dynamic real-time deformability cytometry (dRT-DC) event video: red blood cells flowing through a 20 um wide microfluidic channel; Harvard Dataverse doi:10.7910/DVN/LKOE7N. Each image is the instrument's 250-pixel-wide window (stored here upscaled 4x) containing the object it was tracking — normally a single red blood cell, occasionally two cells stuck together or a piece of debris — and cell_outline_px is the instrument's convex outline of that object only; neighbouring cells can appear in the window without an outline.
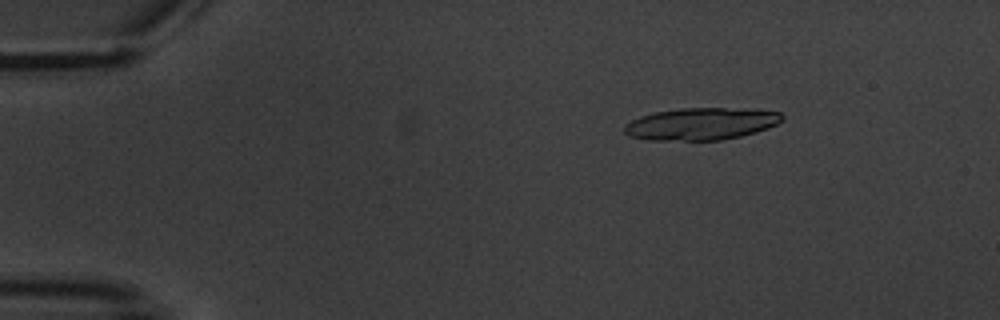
{"species": "common noctule bat (a hibernating species)", "species_latin": "Nyctalus noctula", "temperature_condition": "warm", "stored_images_in_passage": 5, "camera_frame_rate_fps": 3000, "um_per_image_px": 0.085, "animal": {"sex": "male", "body_mass_g": 20.1, "forearm_length_mm": 53.5}, "frame": {"image": 1, "passage_image": 2, "time_ms": 1.333, "image_size_px": [1000, 320], "cell_outline_px": [[784, 120], [768, 128], [756, 132], [724, 140], [648, 140], [628, 136], [624, 132], [624, 128], [632, 120], [640, 116], [656, 112], [680, 108], [756, 108], [780, 112], [784, 116]], "centroid_in_image_um": [59.66, 10.52], "position_along_channel_um": 25.3, "area_um2": 29.82}}